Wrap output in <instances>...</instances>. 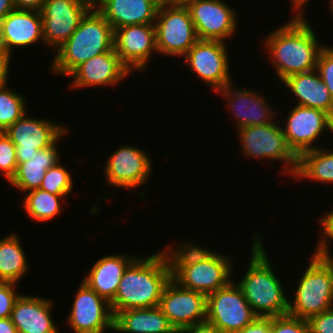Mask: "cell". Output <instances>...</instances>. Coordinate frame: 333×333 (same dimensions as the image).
Instances as JSON below:
<instances>
[{
  "instance_id": "24",
  "label": "cell",
  "mask_w": 333,
  "mask_h": 333,
  "mask_svg": "<svg viewBox=\"0 0 333 333\" xmlns=\"http://www.w3.org/2000/svg\"><path fill=\"white\" fill-rule=\"evenodd\" d=\"M280 83L295 96L296 105L323 110L333 118V99L316 69L290 75Z\"/></svg>"
},
{
  "instance_id": "31",
  "label": "cell",
  "mask_w": 333,
  "mask_h": 333,
  "mask_svg": "<svg viewBox=\"0 0 333 333\" xmlns=\"http://www.w3.org/2000/svg\"><path fill=\"white\" fill-rule=\"evenodd\" d=\"M162 252L167 258L171 276H173L181 267L201 263L210 258L216 251L207 247H200L198 244L196 246L191 241H185L179 246L165 245Z\"/></svg>"
},
{
  "instance_id": "11",
  "label": "cell",
  "mask_w": 333,
  "mask_h": 333,
  "mask_svg": "<svg viewBox=\"0 0 333 333\" xmlns=\"http://www.w3.org/2000/svg\"><path fill=\"white\" fill-rule=\"evenodd\" d=\"M282 130L288 147L299 157L303 152L319 148L317 139L325 130L333 133V118L323 110L295 104L288 111Z\"/></svg>"
},
{
  "instance_id": "35",
  "label": "cell",
  "mask_w": 333,
  "mask_h": 333,
  "mask_svg": "<svg viewBox=\"0 0 333 333\" xmlns=\"http://www.w3.org/2000/svg\"><path fill=\"white\" fill-rule=\"evenodd\" d=\"M271 333H309L307 320L289 314L271 317Z\"/></svg>"
},
{
  "instance_id": "2",
  "label": "cell",
  "mask_w": 333,
  "mask_h": 333,
  "mask_svg": "<svg viewBox=\"0 0 333 333\" xmlns=\"http://www.w3.org/2000/svg\"><path fill=\"white\" fill-rule=\"evenodd\" d=\"M171 279L167 258L162 251L136 257L124 270L115 297L110 302L113 316L121 310L159 306L162 293Z\"/></svg>"
},
{
  "instance_id": "44",
  "label": "cell",
  "mask_w": 333,
  "mask_h": 333,
  "mask_svg": "<svg viewBox=\"0 0 333 333\" xmlns=\"http://www.w3.org/2000/svg\"><path fill=\"white\" fill-rule=\"evenodd\" d=\"M0 333H18V330L12 323L10 317L0 319Z\"/></svg>"
},
{
  "instance_id": "20",
  "label": "cell",
  "mask_w": 333,
  "mask_h": 333,
  "mask_svg": "<svg viewBox=\"0 0 333 333\" xmlns=\"http://www.w3.org/2000/svg\"><path fill=\"white\" fill-rule=\"evenodd\" d=\"M131 75L121 62L114 48L109 52L94 56L77 66L67 77L72 79L69 88L117 86ZM120 82V83H119Z\"/></svg>"
},
{
  "instance_id": "47",
  "label": "cell",
  "mask_w": 333,
  "mask_h": 333,
  "mask_svg": "<svg viewBox=\"0 0 333 333\" xmlns=\"http://www.w3.org/2000/svg\"><path fill=\"white\" fill-rule=\"evenodd\" d=\"M329 10H331L332 16H333V0L329 2ZM333 18V17H332Z\"/></svg>"
},
{
  "instance_id": "40",
  "label": "cell",
  "mask_w": 333,
  "mask_h": 333,
  "mask_svg": "<svg viewBox=\"0 0 333 333\" xmlns=\"http://www.w3.org/2000/svg\"><path fill=\"white\" fill-rule=\"evenodd\" d=\"M11 56L0 46V88L8 85L10 77Z\"/></svg>"
},
{
  "instance_id": "3",
  "label": "cell",
  "mask_w": 333,
  "mask_h": 333,
  "mask_svg": "<svg viewBox=\"0 0 333 333\" xmlns=\"http://www.w3.org/2000/svg\"><path fill=\"white\" fill-rule=\"evenodd\" d=\"M261 234H253L249 266L236 284L257 317L271 318L288 314V301L283 283L274 272Z\"/></svg>"
},
{
  "instance_id": "46",
  "label": "cell",
  "mask_w": 333,
  "mask_h": 333,
  "mask_svg": "<svg viewBox=\"0 0 333 333\" xmlns=\"http://www.w3.org/2000/svg\"><path fill=\"white\" fill-rule=\"evenodd\" d=\"M198 0H167V4L175 6H187L188 4Z\"/></svg>"
},
{
  "instance_id": "28",
  "label": "cell",
  "mask_w": 333,
  "mask_h": 333,
  "mask_svg": "<svg viewBox=\"0 0 333 333\" xmlns=\"http://www.w3.org/2000/svg\"><path fill=\"white\" fill-rule=\"evenodd\" d=\"M29 267L19 235L11 233L0 239V281L18 284Z\"/></svg>"
},
{
  "instance_id": "37",
  "label": "cell",
  "mask_w": 333,
  "mask_h": 333,
  "mask_svg": "<svg viewBox=\"0 0 333 333\" xmlns=\"http://www.w3.org/2000/svg\"><path fill=\"white\" fill-rule=\"evenodd\" d=\"M17 283L0 281V319L9 318L16 299L20 296L16 291Z\"/></svg>"
},
{
  "instance_id": "12",
  "label": "cell",
  "mask_w": 333,
  "mask_h": 333,
  "mask_svg": "<svg viewBox=\"0 0 333 333\" xmlns=\"http://www.w3.org/2000/svg\"><path fill=\"white\" fill-rule=\"evenodd\" d=\"M69 127L56 124L48 119L28 117L24 114L14 124L9 126L4 133L16 146L17 163L26 162L38 150H43L53 145Z\"/></svg>"
},
{
  "instance_id": "33",
  "label": "cell",
  "mask_w": 333,
  "mask_h": 333,
  "mask_svg": "<svg viewBox=\"0 0 333 333\" xmlns=\"http://www.w3.org/2000/svg\"><path fill=\"white\" fill-rule=\"evenodd\" d=\"M39 189L56 195L67 196L73 191L72 174L58 162L46 171Z\"/></svg>"
},
{
  "instance_id": "48",
  "label": "cell",
  "mask_w": 333,
  "mask_h": 333,
  "mask_svg": "<svg viewBox=\"0 0 333 333\" xmlns=\"http://www.w3.org/2000/svg\"><path fill=\"white\" fill-rule=\"evenodd\" d=\"M157 1H159L160 3H166L167 2V0H157Z\"/></svg>"
},
{
  "instance_id": "29",
  "label": "cell",
  "mask_w": 333,
  "mask_h": 333,
  "mask_svg": "<svg viewBox=\"0 0 333 333\" xmlns=\"http://www.w3.org/2000/svg\"><path fill=\"white\" fill-rule=\"evenodd\" d=\"M293 179H307L320 183H333V151L322 146L303 152L298 157V167Z\"/></svg>"
},
{
  "instance_id": "5",
  "label": "cell",
  "mask_w": 333,
  "mask_h": 333,
  "mask_svg": "<svg viewBox=\"0 0 333 333\" xmlns=\"http://www.w3.org/2000/svg\"><path fill=\"white\" fill-rule=\"evenodd\" d=\"M303 272L292 292L293 299L288 301V314L308 320L333 307L332 254L314 251Z\"/></svg>"
},
{
  "instance_id": "8",
  "label": "cell",
  "mask_w": 333,
  "mask_h": 333,
  "mask_svg": "<svg viewBox=\"0 0 333 333\" xmlns=\"http://www.w3.org/2000/svg\"><path fill=\"white\" fill-rule=\"evenodd\" d=\"M256 318L241 288L234 280L226 287L207 295L206 321L221 333L238 331Z\"/></svg>"
},
{
  "instance_id": "43",
  "label": "cell",
  "mask_w": 333,
  "mask_h": 333,
  "mask_svg": "<svg viewBox=\"0 0 333 333\" xmlns=\"http://www.w3.org/2000/svg\"><path fill=\"white\" fill-rule=\"evenodd\" d=\"M309 0H290V2H291V9L293 10L292 11V13L293 12H295L294 14H292L293 16H300V17H304L305 16V7H307L306 6V4H308L307 2H308Z\"/></svg>"
},
{
  "instance_id": "7",
  "label": "cell",
  "mask_w": 333,
  "mask_h": 333,
  "mask_svg": "<svg viewBox=\"0 0 333 333\" xmlns=\"http://www.w3.org/2000/svg\"><path fill=\"white\" fill-rule=\"evenodd\" d=\"M158 54L184 57L199 40L186 6L160 3L155 19Z\"/></svg>"
},
{
  "instance_id": "22",
  "label": "cell",
  "mask_w": 333,
  "mask_h": 333,
  "mask_svg": "<svg viewBox=\"0 0 333 333\" xmlns=\"http://www.w3.org/2000/svg\"><path fill=\"white\" fill-rule=\"evenodd\" d=\"M53 302L49 298L20 294L10 316L18 333H61L52 318Z\"/></svg>"
},
{
  "instance_id": "38",
  "label": "cell",
  "mask_w": 333,
  "mask_h": 333,
  "mask_svg": "<svg viewBox=\"0 0 333 333\" xmlns=\"http://www.w3.org/2000/svg\"><path fill=\"white\" fill-rule=\"evenodd\" d=\"M307 322L309 333H333V307L311 316Z\"/></svg>"
},
{
  "instance_id": "10",
  "label": "cell",
  "mask_w": 333,
  "mask_h": 333,
  "mask_svg": "<svg viewBox=\"0 0 333 333\" xmlns=\"http://www.w3.org/2000/svg\"><path fill=\"white\" fill-rule=\"evenodd\" d=\"M93 6L94 0H45L40 12L44 45L55 52Z\"/></svg>"
},
{
  "instance_id": "4",
  "label": "cell",
  "mask_w": 333,
  "mask_h": 333,
  "mask_svg": "<svg viewBox=\"0 0 333 333\" xmlns=\"http://www.w3.org/2000/svg\"><path fill=\"white\" fill-rule=\"evenodd\" d=\"M113 39L112 26L93 6L70 38L56 49L49 70L66 77L81 63L112 50Z\"/></svg>"
},
{
  "instance_id": "34",
  "label": "cell",
  "mask_w": 333,
  "mask_h": 333,
  "mask_svg": "<svg viewBox=\"0 0 333 333\" xmlns=\"http://www.w3.org/2000/svg\"><path fill=\"white\" fill-rule=\"evenodd\" d=\"M17 166L16 146L4 132H0V173L8 183L14 177Z\"/></svg>"
},
{
  "instance_id": "21",
  "label": "cell",
  "mask_w": 333,
  "mask_h": 333,
  "mask_svg": "<svg viewBox=\"0 0 333 333\" xmlns=\"http://www.w3.org/2000/svg\"><path fill=\"white\" fill-rule=\"evenodd\" d=\"M38 41L44 45L40 12L14 9L0 22V46L11 57L14 49L31 46Z\"/></svg>"
},
{
  "instance_id": "1",
  "label": "cell",
  "mask_w": 333,
  "mask_h": 333,
  "mask_svg": "<svg viewBox=\"0 0 333 333\" xmlns=\"http://www.w3.org/2000/svg\"><path fill=\"white\" fill-rule=\"evenodd\" d=\"M263 40L278 81L316 69L318 56L326 46L319 43L317 33L305 17L293 16L283 26L273 29Z\"/></svg>"
},
{
  "instance_id": "13",
  "label": "cell",
  "mask_w": 333,
  "mask_h": 333,
  "mask_svg": "<svg viewBox=\"0 0 333 333\" xmlns=\"http://www.w3.org/2000/svg\"><path fill=\"white\" fill-rule=\"evenodd\" d=\"M104 164L107 184L124 190H135L148 182L152 174V158L137 146H120Z\"/></svg>"
},
{
  "instance_id": "26",
  "label": "cell",
  "mask_w": 333,
  "mask_h": 333,
  "mask_svg": "<svg viewBox=\"0 0 333 333\" xmlns=\"http://www.w3.org/2000/svg\"><path fill=\"white\" fill-rule=\"evenodd\" d=\"M178 333L159 306L131 308L114 315L113 332Z\"/></svg>"
},
{
  "instance_id": "42",
  "label": "cell",
  "mask_w": 333,
  "mask_h": 333,
  "mask_svg": "<svg viewBox=\"0 0 333 333\" xmlns=\"http://www.w3.org/2000/svg\"><path fill=\"white\" fill-rule=\"evenodd\" d=\"M45 0H13L15 9L41 12Z\"/></svg>"
},
{
  "instance_id": "17",
  "label": "cell",
  "mask_w": 333,
  "mask_h": 333,
  "mask_svg": "<svg viewBox=\"0 0 333 333\" xmlns=\"http://www.w3.org/2000/svg\"><path fill=\"white\" fill-rule=\"evenodd\" d=\"M206 304L205 294L183 288L171 279L162 293L159 307L179 333L206 321Z\"/></svg>"
},
{
  "instance_id": "32",
  "label": "cell",
  "mask_w": 333,
  "mask_h": 333,
  "mask_svg": "<svg viewBox=\"0 0 333 333\" xmlns=\"http://www.w3.org/2000/svg\"><path fill=\"white\" fill-rule=\"evenodd\" d=\"M26 101L23 94L9 88V85L0 88V132L26 114Z\"/></svg>"
},
{
  "instance_id": "16",
  "label": "cell",
  "mask_w": 333,
  "mask_h": 333,
  "mask_svg": "<svg viewBox=\"0 0 333 333\" xmlns=\"http://www.w3.org/2000/svg\"><path fill=\"white\" fill-rule=\"evenodd\" d=\"M232 257L217 251L207 260L181 267L172 279L181 287L206 296L226 287L231 281L234 268Z\"/></svg>"
},
{
  "instance_id": "9",
  "label": "cell",
  "mask_w": 333,
  "mask_h": 333,
  "mask_svg": "<svg viewBox=\"0 0 333 333\" xmlns=\"http://www.w3.org/2000/svg\"><path fill=\"white\" fill-rule=\"evenodd\" d=\"M227 43L199 39L182 58L188 64V70L196 73L198 79L204 81L215 93L233 82L229 72L231 69Z\"/></svg>"
},
{
  "instance_id": "14",
  "label": "cell",
  "mask_w": 333,
  "mask_h": 333,
  "mask_svg": "<svg viewBox=\"0 0 333 333\" xmlns=\"http://www.w3.org/2000/svg\"><path fill=\"white\" fill-rule=\"evenodd\" d=\"M66 325L74 333H105L113 331L110 303L93 291L84 281L80 282Z\"/></svg>"
},
{
  "instance_id": "45",
  "label": "cell",
  "mask_w": 333,
  "mask_h": 333,
  "mask_svg": "<svg viewBox=\"0 0 333 333\" xmlns=\"http://www.w3.org/2000/svg\"><path fill=\"white\" fill-rule=\"evenodd\" d=\"M15 9L13 0H0V22L11 11Z\"/></svg>"
},
{
  "instance_id": "19",
  "label": "cell",
  "mask_w": 333,
  "mask_h": 333,
  "mask_svg": "<svg viewBox=\"0 0 333 333\" xmlns=\"http://www.w3.org/2000/svg\"><path fill=\"white\" fill-rule=\"evenodd\" d=\"M232 82L216 93L223 96L227 102V109L236 120V130L248 126H258L275 122L277 110L271 108L262 92L247 88H238ZM274 116V117H273Z\"/></svg>"
},
{
  "instance_id": "39",
  "label": "cell",
  "mask_w": 333,
  "mask_h": 333,
  "mask_svg": "<svg viewBox=\"0 0 333 333\" xmlns=\"http://www.w3.org/2000/svg\"><path fill=\"white\" fill-rule=\"evenodd\" d=\"M231 333H271V318L257 317L251 324Z\"/></svg>"
},
{
  "instance_id": "27",
  "label": "cell",
  "mask_w": 333,
  "mask_h": 333,
  "mask_svg": "<svg viewBox=\"0 0 333 333\" xmlns=\"http://www.w3.org/2000/svg\"><path fill=\"white\" fill-rule=\"evenodd\" d=\"M68 129L53 145L46 149L38 150L28 161L19 163L16 173L9 184L15 187L18 192H26L39 189L45 173L52 166L60 162L58 142L62 137L69 134ZM57 143V144H56Z\"/></svg>"
},
{
  "instance_id": "6",
  "label": "cell",
  "mask_w": 333,
  "mask_h": 333,
  "mask_svg": "<svg viewBox=\"0 0 333 333\" xmlns=\"http://www.w3.org/2000/svg\"><path fill=\"white\" fill-rule=\"evenodd\" d=\"M279 120L269 124L248 126L236 130L240 140L241 154L256 159L280 161L285 168L280 172L294 177L298 167V157L288 147ZM289 174V175H288Z\"/></svg>"
},
{
  "instance_id": "23",
  "label": "cell",
  "mask_w": 333,
  "mask_h": 333,
  "mask_svg": "<svg viewBox=\"0 0 333 333\" xmlns=\"http://www.w3.org/2000/svg\"><path fill=\"white\" fill-rule=\"evenodd\" d=\"M157 0H94V7L113 30L127 25L155 24Z\"/></svg>"
},
{
  "instance_id": "18",
  "label": "cell",
  "mask_w": 333,
  "mask_h": 333,
  "mask_svg": "<svg viewBox=\"0 0 333 333\" xmlns=\"http://www.w3.org/2000/svg\"><path fill=\"white\" fill-rule=\"evenodd\" d=\"M113 41L116 54L131 73L147 70L145 68L152 53H158L155 24H135L114 29Z\"/></svg>"
},
{
  "instance_id": "41",
  "label": "cell",
  "mask_w": 333,
  "mask_h": 333,
  "mask_svg": "<svg viewBox=\"0 0 333 333\" xmlns=\"http://www.w3.org/2000/svg\"><path fill=\"white\" fill-rule=\"evenodd\" d=\"M179 333H221L214 325L207 321L194 324L182 329Z\"/></svg>"
},
{
  "instance_id": "36",
  "label": "cell",
  "mask_w": 333,
  "mask_h": 333,
  "mask_svg": "<svg viewBox=\"0 0 333 333\" xmlns=\"http://www.w3.org/2000/svg\"><path fill=\"white\" fill-rule=\"evenodd\" d=\"M316 70L321 80L329 89L333 99V47L326 45L320 52L317 60Z\"/></svg>"
},
{
  "instance_id": "15",
  "label": "cell",
  "mask_w": 333,
  "mask_h": 333,
  "mask_svg": "<svg viewBox=\"0 0 333 333\" xmlns=\"http://www.w3.org/2000/svg\"><path fill=\"white\" fill-rule=\"evenodd\" d=\"M186 7L198 39L225 42L238 31L239 19L235 7L224 0H198Z\"/></svg>"
},
{
  "instance_id": "30",
  "label": "cell",
  "mask_w": 333,
  "mask_h": 333,
  "mask_svg": "<svg viewBox=\"0 0 333 333\" xmlns=\"http://www.w3.org/2000/svg\"><path fill=\"white\" fill-rule=\"evenodd\" d=\"M23 197L22 207L28 217L36 222L49 221L60 215L61 205L67 196L56 195L42 189H35Z\"/></svg>"
},
{
  "instance_id": "25",
  "label": "cell",
  "mask_w": 333,
  "mask_h": 333,
  "mask_svg": "<svg viewBox=\"0 0 333 333\" xmlns=\"http://www.w3.org/2000/svg\"><path fill=\"white\" fill-rule=\"evenodd\" d=\"M136 257L137 255H105L93 263L81 280L110 303L115 297L124 270Z\"/></svg>"
}]
</instances>
